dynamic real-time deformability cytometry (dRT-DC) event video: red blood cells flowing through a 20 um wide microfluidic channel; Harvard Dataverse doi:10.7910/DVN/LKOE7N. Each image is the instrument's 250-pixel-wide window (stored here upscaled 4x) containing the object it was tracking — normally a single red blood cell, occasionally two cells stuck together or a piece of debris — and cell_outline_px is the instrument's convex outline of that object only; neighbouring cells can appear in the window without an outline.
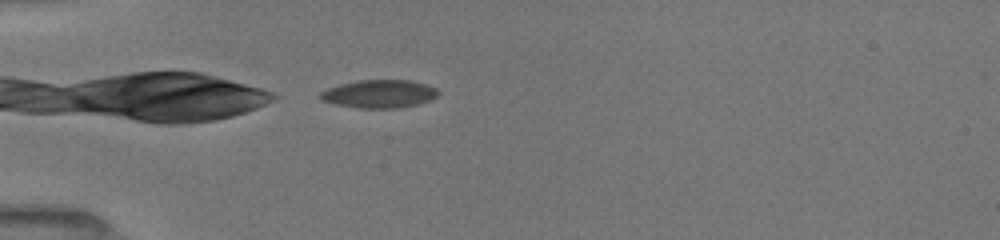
{"species": "common noctule bat (a hibernating species)", "species_latin": "Nyctalus noctula", "temperature_condition": "room temperature", "stored_images_in_passage": 14, "camera_frame_rate_fps": 3000, "um_per_image_px": 0.085, "animal": {"sex": "female", "body_mass_g": 19.5, "forearm_length_mm": 54.1}, "frame": {"image": 1, "passage_image": 1, "time_ms": 0.0, "image_size_px": [1000, 240], "cell_outline_px": [[440, 92], [432, 100], [416, 104], [396, 108], [356, 108], [336, 104], [324, 100], [316, 96], [320, 92], [328, 88], [340, 84], [356, 80], [412, 80], [436, 88]], "centroid_in_image_um": [32.22, 7.97], "position_along_channel_um": 52.8, "area_um2": 19.31}}
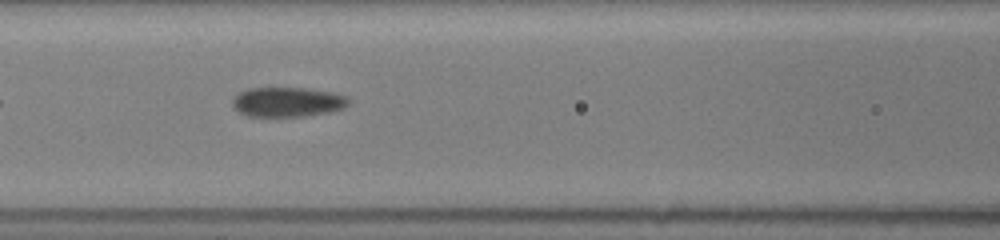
{"frame": {"image": 2, "passage_image": 8, "time_ms": 2.667, "image_size_px": [1000, 240], "cell_outline_px": [[348, 104], [344, 108], [332, 112], [308, 116], [248, 116], [232, 108], [232, 96], [248, 88], [304, 88], [332, 92], [348, 96]], "centroid_in_image_um": [24.43, 8.67], "position_along_channel_um": 142.2, "area_um2": 20.29}}
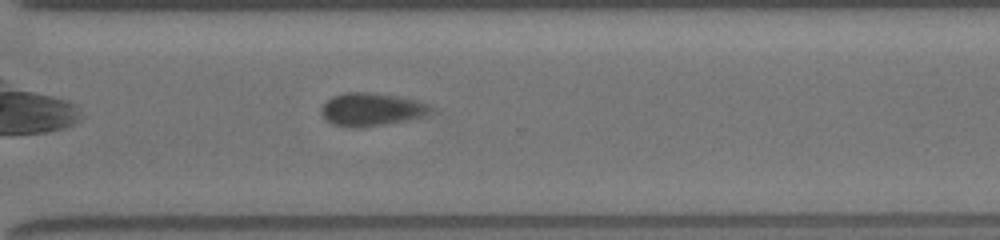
{"frame": {"image": 3, "passage_image": 14, "time_ms": 7.667, "image_size_px": [1000, 240], "cell_outline_px": [[432, 108], [428, 112], [420, 116], [408, 120], [360, 128], [352, 128], [332, 124], [320, 112], [320, 108], [332, 96], [344, 92], [368, 92], [400, 96], [420, 100], [432, 104]], "centroid_in_image_um": [31.57, 9.29], "position_along_channel_um": 339.0, "area_um2": 21.15}}